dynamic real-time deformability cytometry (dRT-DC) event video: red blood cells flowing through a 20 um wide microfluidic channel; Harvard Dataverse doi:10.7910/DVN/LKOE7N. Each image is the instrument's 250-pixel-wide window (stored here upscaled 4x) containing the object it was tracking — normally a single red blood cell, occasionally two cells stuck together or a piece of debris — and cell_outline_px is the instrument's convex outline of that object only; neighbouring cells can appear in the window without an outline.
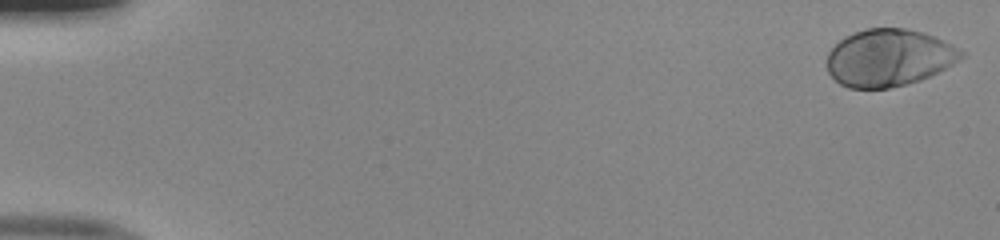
{"species": "human", "species_latin": "Homo sapiens", "temperature_condition": "room temperature", "stored_images_in_passage": 52, "camera_frame_rate_fps": 3000, "um_per_image_px": 0.085, "donor": {"sex": "male"}, "frame": {"image": 1, "passage_image": 1, "time_ms": 0.0, "image_size_px": [1000, 240], "cell_outline_px": [[964, 56], [960, 60], [920, 80], [888, 88], [848, 88], [840, 84], [828, 72], [824, 60], [828, 52], [844, 36], [868, 28], [904, 28], [924, 32], [936, 36], [952, 44], [964, 52]], "centroid_in_image_um": [75.53, 4.9], "position_along_channel_um": 9.5, "area_um2": 44.8}}
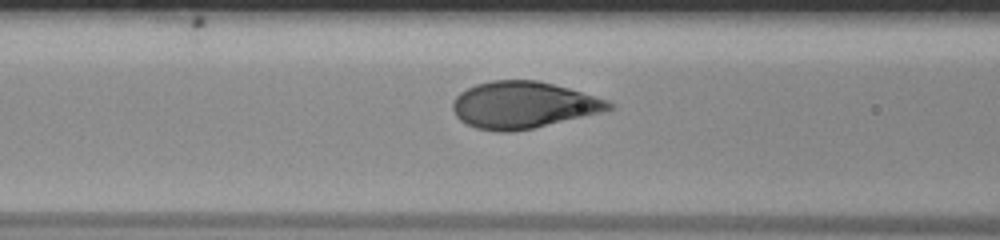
{"frame": {"image": 2, "passage_image": 22, "time_ms": 7.0, "image_size_px": [1000, 240], "cell_outline_px": [[616, 108], [608, 112], [532, 128], [512, 132], [496, 132], [476, 128], [460, 120], [456, 116], [452, 108], [452, 104], [456, 96], [460, 92], [476, 84], [492, 80], [536, 80], [568, 88], [608, 100], [616, 104]], "centroid_in_image_um": [44.53, 8.94], "position_along_channel_um": 122.1, "area_um2": 42.89}}
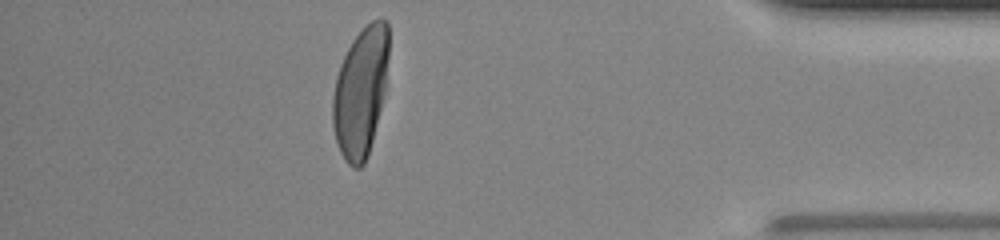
{"frame": {"image": 3, "passage_image": 46, "time_ms": 15.0, "image_size_px": [1000, 240], "cell_outline_px": [[388, 56], [384, 92], [368, 156], [364, 164], [360, 168], [352, 168], [344, 160], [340, 152], [336, 140], [332, 124], [332, 96], [336, 76], [340, 64], [352, 40], [372, 20], [388, 20]], "centroid_in_image_um": [30.62, 7.85], "position_along_channel_um": 404.6, "area_um2": 41.96}, "authors_computed_cell_mechanics": {"area_um2": 43.6968, "velocity_mm_per_s": 3.9796, "shape_relaxation_time_tau1_ms": 2.9111, "shape_relaxation_time_tau2_ms": null, "deformation_change_tau1": 0.1876, "deformation_change_tau2": null}}